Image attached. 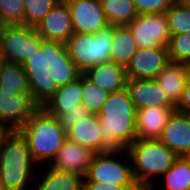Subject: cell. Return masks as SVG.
Segmentation results:
<instances>
[{
    "instance_id": "6da1fadb",
    "label": "cell",
    "mask_w": 190,
    "mask_h": 190,
    "mask_svg": "<svg viewBox=\"0 0 190 190\" xmlns=\"http://www.w3.org/2000/svg\"><path fill=\"white\" fill-rule=\"evenodd\" d=\"M34 101L43 107L58 87L76 81L82 72L69 57L65 43L42 40L40 51L23 64Z\"/></svg>"
},
{
    "instance_id": "7a4b0ae2",
    "label": "cell",
    "mask_w": 190,
    "mask_h": 190,
    "mask_svg": "<svg viewBox=\"0 0 190 190\" xmlns=\"http://www.w3.org/2000/svg\"><path fill=\"white\" fill-rule=\"evenodd\" d=\"M103 152L123 150L136 139V109L127 88L110 93L98 113Z\"/></svg>"
},
{
    "instance_id": "3957f363",
    "label": "cell",
    "mask_w": 190,
    "mask_h": 190,
    "mask_svg": "<svg viewBox=\"0 0 190 190\" xmlns=\"http://www.w3.org/2000/svg\"><path fill=\"white\" fill-rule=\"evenodd\" d=\"M126 150L134 179L141 190H156V181L179 157L158 139H136Z\"/></svg>"
},
{
    "instance_id": "277c9868",
    "label": "cell",
    "mask_w": 190,
    "mask_h": 190,
    "mask_svg": "<svg viewBox=\"0 0 190 190\" xmlns=\"http://www.w3.org/2000/svg\"><path fill=\"white\" fill-rule=\"evenodd\" d=\"M38 169L26 141L10 132L0 148V184L7 190H31Z\"/></svg>"
},
{
    "instance_id": "5b68a950",
    "label": "cell",
    "mask_w": 190,
    "mask_h": 190,
    "mask_svg": "<svg viewBox=\"0 0 190 190\" xmlns=\"http://www.w3.org/2000/svg\"><path fill=\"white\" fill-rule=\"evenodd\" d=\"M18 133L39 167L49 165L67 140L66 131L42 107L28 118Z\"/></svg>"
},
{
    "instance_id": "8992f818",
    "label": "cell",
    "mask_w": 190,
    "mask_h": 190,
    "mask_svg": "<svg viewBox=\"0 0 190 190\" xmlns=\"http://www.w3.org/2000/svg\"><path fill=\"white\" fill-rule=\"evenodd\" d=\"M112 36L110 25L95 34L74 32L65 45L75 66L84 73L90 67L111 61Z\"/></svg>"
},
{
    "instance_id": "52a82bcc",
    "label": "cell",
    "mask_w": 190,
    "mask_h": 190,
    "mask_svg": "<svg viewBox=\"0 0 190 190\" xmlns=\"http://www.w3.org/2000/svg\"><path fill=\"white\" fill-rule=\"evenodd\" d=\"M83 181L109 185H137L126 149L95 153Z\"/></svg>"
},
{
    "instance_id": "ba28073f",
    "label": "cell",
    "mask_w": 190,
    "mask_h": 190,
    "mask_svg": "<svg viewBox=\"0 0 190 190\" xmlns=\"http://www.w3.org/2000/svg\"><path fill=\"white\" fill-rule=\"evenodd\" d=\"M41 36L34 27L23 24L0 26V58L23 65L26 57L40 51Z\"/></svg>"
},
{
    "instance_id": "9c48e42d",
    "label": "cell",
    "mask_w": 190,
    "mask_h": 190,
    "mask_svg": "<svg viewBox=\"0 0 190 190\" xmlns=\"http://www.w3.org/2000/svg\"><path fill=\"white\" fill-rule=\"evenodd\" d=\"M138 48L167 47L170 32L165 13L138 15L127 25Z\"/></svg>"
},
{
    "instance_id": "30bf717a",
    "label": "cell",
    "mask_w": 190,
    "mask_h": 190,
    "mask_svg": "<svg viewBox=\"0 0 190 190\" xmlns=\"http://www.w3.org/2000/svg\"><path fill=\"white\" fill-rule=\"evenodd\" d=\"M39 108L32 94L8 93L0 90V125L10 132H18Z\"/></svg>"
},
{
    "instance_id": "8fae6325",
    "label": "cell",
    "mask_w": 190,
    "mask_h": 190,
    "mask_svg": "<svg viewBox=\"0 0 190 190\" xmlns=\"http://www.w3.org/2000/svg\"><path fill=\"white\" fill-rule=\"evenodd\" d=\"M70 10L75 33L95 34L110 26L99 0H64Z\"/></svg>"
},
{
    "instance_id": "7c38bea8",
    "label": "cell",
    "mask_w": 190,
    "mask_h": 190,
    "mask_svg": "<svg viewBox=\"0 0 190 190\" xmlns=\"http://www.w3.org/2000/svg\"><path fill=\"white\" fill-rule=\"evenodd\" d=\"M169 62L167 47L138 48L126 67L127 78L155 79Z\"/></svg>"
},
{
    "instance_id": "4fadbf2b",
    "label": "cell",
    "mask_w": 190,
    "mask_h": 190,
    "mask_svg": "<svg viewBox=\"0 0 190 190\" xmlns=\"http://www.w3.org/2000/svg\"><path fill=\"white\" fill-rule=\"evenodd\" d=\"M35 29L45 41L66 43L74 33L67 3L60 0Z\"/></svg>"
},
{
    "instance_id": "5bb4252c",
    "label": "cell",
    "mask_w": 190,
    "mask_h": 190,
    "mask_svg": "<svg viewBox=\"0 0 190 190\" xmlns=\"http://www.w3.org/2000/svg\"><path fill=\"white\" fill-rule=\"evenodd\" d=\"M95 152L87 147L66 140L53 161L48 165L60 172H69L85 177Z\"/></svg>"
},
{
    "instance_id": "9a60e30c",
    "label": "cell",
    "mask_w": 190,
    "mask_h": 190,
    "mask_svg": "<svg viewBox=\"0 0 190 190\" xmlns=\"http://www.w3.org/2000/svg\"><path fill=\"white\" fill-rule=\"evenodd\" d=\"M158 140L178 156L187 157L190 154V115L174 110Z\"/></svg>"
},
{
    "instance_id": "2e32d148",
    "label": "cell",
    "mask_w": 190,
    "mask_h": 190,
    "mask_svg": "<svg viewBox=\"0 0 190 190\" xmlns=\"http://www.w3.org/2000/svg\"><path fill=\"white\" fill-rule=\"evenodd\" d=\"M126 88L136 110L147 106L176 107L154 79L127 78Z\"/></svg>"
},
{
    "instance_id": "e0dca14e",
    "label": "cell",
    "mask_w": 190,
    "mask_h": 190,
    "mask_svg": "<svg viewBox=\"0 0 190 190\" xmlns=\"http://www.w3.org/2000/svg\"><path fill=\"white\" fill-rule=\"evenodd\" d=\"M175 108L147 106L136 110L137 139H158Z\"/></svg>"
},
{
    "instance_id": "ac0fdd59",
    "label": "cell",
    "mask_w": 190,
    "mask_h": 190,
    "mask_svg": "<svg viewBox=\"0 0 190 190\" xmlns=\"http://www.w3.org/2000/svg\"><path fill=\"white\" fill-rule=\"evenodd\" d=\"M190 78V65L170 61L155 77L168 99L176 106Z\"/></svg>"
},
{
    "instance_id": "d6986e66",
    "label": "cell",
    "mask_w": 190,
    "mask_h": 190,
    "mask_svg": "<svg viewBox=\"0 0 190 190\" xmlns=\"http://www.w3.org/2000/svg\"><path fill=\"white\" fill-rule=\"evenodd\" d=\"M83 180L80 175L45 165L39 167L31 190H83Z\"/></svg>"
},
{
    "instance_id": "ffe728a7",
    "label": "cell",
    "mask_w": 190,
    "mask_h": 190,
    "mask_svg": "<svg viewBox=\"0 0 190 190\" xmlns=\"http://www.w3.org/2000/svg\"><path fill=\"white\" fill-rule=\"evenodd\" d=\"M83 74L109 93L126 88V68L112 61L90 67Z\"/></svg>"
},
{
    "instance_id": "44dd1931",
    "label": "cell",
    "mask_w": 190,
    "mask_h": 190,
    "mask_svg": "<svg viewBox=\"0 0 190 190\" xmlns=\"http://www.w3.org/2000/svg\"><path fill=\"white\" fill-rule=\"evenodd\" d=\"M100 131L98 115L90 114L73 124L66 134L68 140L87 147L95 153H101L103 152V140Z\"/></svg>"
},
{
    "instance_id": "7402d4cb",
    "label": "cell",
    "mask_w": 190,
    "mask_h": 190,
    "mask_svg": "<svg viewBox=\"0 0 190 190\" xmlns=\"http://www.w3.org/2000/svg\"><path fill=\"white\" fill-rule=\"evenodd\" d=\"M82 74L65 86L58 87L55 94L42 107L47 113H63L82 108Z\"/></svg>"
},
{
    "instance_id": "603a6c76",
    "label": "cell",
    "mask_w": 190,
    "mask_h": 190,
    "mask_svg": "<svg viewBox=\"0 0 190 190\" xmlns=\"http://www.w3.org/2000/svg\"><path fill=\"white\" fill-rule=\"evenodd\" d=\"M138 46L127 25L113 26L111 61L125 68L129 65Z\"/></svg>"
},
{
    "instance_id": "cb8c5ba5",
    "label": "cell",
    "mask_w": 190,
    "mask_h": 190,
    "mask_svg": "<svg viewBox=\"0 0 190 190\" xmlns=\"http://www.w3.org/2000/svg\"><path fill=\"white\" fill-rule=\"evenodd\" d=\"M0 90L8 93L31 94L23 65L1 60Z\"/></svg>"
},
{
    "instance_id": "d4e9b609",
    "label": "cell",
    "mask_w": 190,
    "mask_h": 190,
    "mask_svg": "<svg viewBox=\"0 0 190 190\" xmlns=\"http://www.w3.org/2000/svg\"><path fill=\"white\" fill-rule=\"evenodd\" d=\"M163 190H190V159L179 156L174 164L158 179ZM162 190V189H161Z\"/></svg>"
},
{
    "instance_id": "484cf974",
    "label": "cell",
    "mask_w": 190,
    "mask_h": 190,
    "mask_svg": "<svg viewBox=\"0 0 190 190\" xmlns=\"http://www.w3.org/2000/svg\"><path fill=\"white\" fill-rule=\"evenodd\" d=\"M111 26L129 25L138 16L133 0H99Z\"/></svg>"
},
{
    "instance_id": "4316f807",
    "label": "cell",
    "mask_w": 190,
    "mask_h": 190,
    "mask_svg": "<svg viewBox=\"0 0 190 190\" xmlns=\"http://www.w3.org/2000/svg\"><path fill=\"white\" fill-rule=\"evenodd\" d=\"M165 14L171 35L190 31V6L184 0H177Z\"/></svg>"
},
{
    "instance_id": "83f0119b",
    "label": "cell",
    "mask_w": 190,
    "mask_h": 190,
    "mask_svg": "<svg viewBox=\"0 0 190 190\" xmlns=\"http://www.w3.org/2000/svg\"><path fill=\"white\" fill-rule=\"evenodd\" d=\"M109 92L97 86L82 73V101L81 104L91 113L101 111L104 102L108 99Z\"/></svg>"
},
{
    "instance_id": "f1b7e54d",
    "label": "cell",
    "mask_w": 190,
    "mask_h": 190,
    "mask_svg": "<svg viewBox=\"0 0 190 190\" xmlns=\"http://www.w3.org/2000/svg\"><path fill=\"white\" fill-rule=\"evenodd\" d=\"M60 0H24V25L36 27Z\"/></svg>"
},
{
    "instance_id": "f546056e",
    "label": "cell",
    "mask_w": 190,
    "mask_h": 190,
    "mask_svg": "<svg viewBox=\"0 0 190 190\" xmlns=\"http://www.w3.org/2000/svg\"><path fill=\"white\" fill-rule=\"evenodd\" d=\"M167 48L170 61L190 65V31L171 35Z\"/></svg>"
},
{
    "instance_id": "4dcf8cb0",
    "label": "cell",
    "mask_w": 190,
    "mask_h": 190,
    "mask_svg": "<svg viewBox=\"0 0 190 190\" xmlns=\"http://www.w3.org/2000/svg\"><path fill=\"white\" fill-rule=\"evenodd\" d=\"M24 25V0H0V26Z\"/></svg>"
},
{
    "instance_id": "1f68e13d",
    "label": "cell",
    "mask_w": 190,
    "mask_h": 190,
    "mask_svg": "<svg viewBox=\"0 0 190 190\" xmlns=\"http://www.w3.org/2000/svg\"><path fill=\"white\" fill-rule=\"evenodd\" d=\"M177 0H133L138 15L165 13Z\"/></svg>"
},
{
    "instance_id": "d6a6232c",
    "label": "cell",
    "mask_w": 190,
    "mask_h": 190,
    "mask_svg": "<svg viewBox=\"0 0 190 190\" xmlns=\"http://www.w3.org/2000/svg\"><path fill=\"white\" fill-rule=\"evenodd\" d=\"M54 116L58 124L67 131L73 126L77 121L87 117L91 113L83 106L78 109H71L63 113H48Z\"/></svg>"
},
{
    "instance_id": "836d02e7",
    "label": "cell",
    "mask_w": 190,
    "mask_h": 190,
    "mask_svg": "<svg viewBox=\"0 0 190 190\" xmlns=\"http://www.w3.org/2000/svg\"><path fill=\"white\" fill-rule=\"evenodd\" d=\"M83 190H141L138 185H109L94 181H83Z\"/></svg>"
},
{
    "instance_id": "e575fe53",
    "label": "cell",
    "mask_w": 190,
    "mask_h": 190,
    "mask_svg": "<svg viewBox=\"0 0 190 190\" xmlns=\"http://www.w3.org/2000/svg\"><path fill=\"white\" fill-rule=\"evenodd\" d=\"M177 112L190 115V78L188 79L185 88L182 92L181 98L176 105Z\"/></svg>"
},
{
    "instance_id": "d590c367",
    "label": "cell",
    "mask_w": 190,
    "mask_h": 190,
    "mask_svg": "<svg viewBox=\"0 0 190 190\" xmlns=\"http://www.w3.org/2000/svg\"><path fill=\"white\" fill-rule=\"evenodd\" d=\"M10 133V131L5 128L4 126L0 125V148L3 140L7 137V135Z\"/></svg>"
},
{
    "instance_id": "8d00e7d4",
    "label": "cell",
    "mask_w": 190,
    "mask_h": 190,
    "mask_svg": "<svg viewBox=\"0 0 190 190\" xmlns=\"http://www.w3.org/2000/svg\"><path fill=\"white\" fill-rule=\"evenodd\" d=\"M0 190H7V189L0 184Z\"/></svg>"
},
{
    "instance_id": "74e56055",
    "label": "cell",
    "mask_w": 190,
    "mask_h": 190,
    "mask_svg": "<svg viewBox=\"0 0 190 190\" xmlns=\"http://www.w3.org/2000/svg\"><path fill=\"white\" fill-rule=\"evenodd\" d=\"M190 6V0H184Z\"/></svg>"
}]
</instances>
